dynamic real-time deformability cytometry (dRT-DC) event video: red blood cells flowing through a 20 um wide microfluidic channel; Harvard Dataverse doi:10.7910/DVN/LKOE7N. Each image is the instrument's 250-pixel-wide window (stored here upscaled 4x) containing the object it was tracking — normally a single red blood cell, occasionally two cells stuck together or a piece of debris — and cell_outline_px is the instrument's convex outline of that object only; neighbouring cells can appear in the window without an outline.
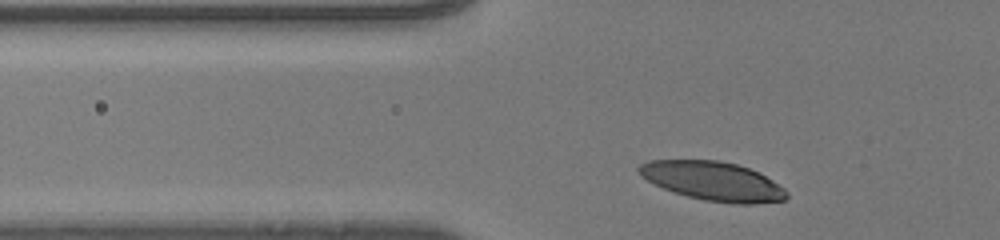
{"species": "human", "species_latin": "Homo sapiens", "temperature_condition": "room temperature", "stored_images_in_passage": 28, "camera_frame_rate_fps": 3000, "um_per_image_px": 0.085, "donor": {"sex": "male"}, "frame": {"image": 1, "passage_image": 3, "time_ms": 0.667, "image_size_px": [1000, 240], "cell_outline_px": [[788, 196], [784, 200], [756, 204], [732, 204], [704, 200], [688, 196], [664, 188], [640, 176], [636, 168], [640, 164], [648, 160], [716, 160], [736, 164], [748, 168], [772, 180], [784, 188], [788, 192]], "centroid_in_image_um": [60.59, 15.4], "position_along_channel_um": 65.2, "area_um2": 33.35}}
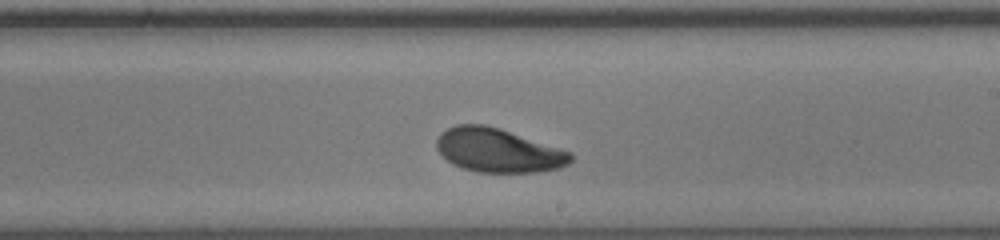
{"frame": {"image": 2, "passage_image": 17, "time_ms": 5.333, "image_size_px": [1000, 240], "cell_outline_px": [[572, 160], [568, 164], [560, 168], [536, 172], [476, 172], [452, 164], [436, 148], [436, 140], [440, 132], [456, 124], [484, 124], [500, 128], [568, 152], [572, 156]], "centroid_in_image_um": [42.29, 12.78], "position_along_channel_um": 246.7, "area_um2": 33.87}}
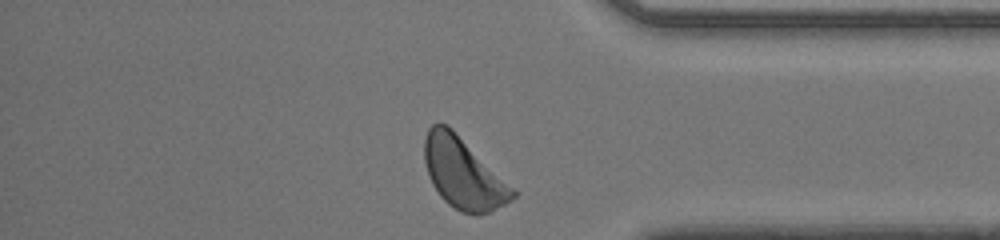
{"frame": {"image": 3, "passage_image": 28, "time_ms": 9.0, "image_size_px": [1000, 240], "cell_outline_px": [[516, 196], [512, 200], [492, 212], [480, 216], [460, 212], [448, 204], [440, 196], [432, 184], [428, 176], [424, 160], [424, 140], [428, 128], [432, 124], [448, 124], [516, 192]], "centroid_in_image_um": [39.34, 14.76], "position_along_channel_um": 395.9, "area_um2": 36.13}, "authors_computed_cell_mechanics": {"area_um2": 34.5644, "velocity_mm_per_s": 4.2423, "shape_relaxation_time_tau1_ms": 2.5357, "shape_relaxation_time_tau2_ms": 8.1088, "deformation_change_tau1": 0.1477, "deformation_change_tau2": 0.155}}